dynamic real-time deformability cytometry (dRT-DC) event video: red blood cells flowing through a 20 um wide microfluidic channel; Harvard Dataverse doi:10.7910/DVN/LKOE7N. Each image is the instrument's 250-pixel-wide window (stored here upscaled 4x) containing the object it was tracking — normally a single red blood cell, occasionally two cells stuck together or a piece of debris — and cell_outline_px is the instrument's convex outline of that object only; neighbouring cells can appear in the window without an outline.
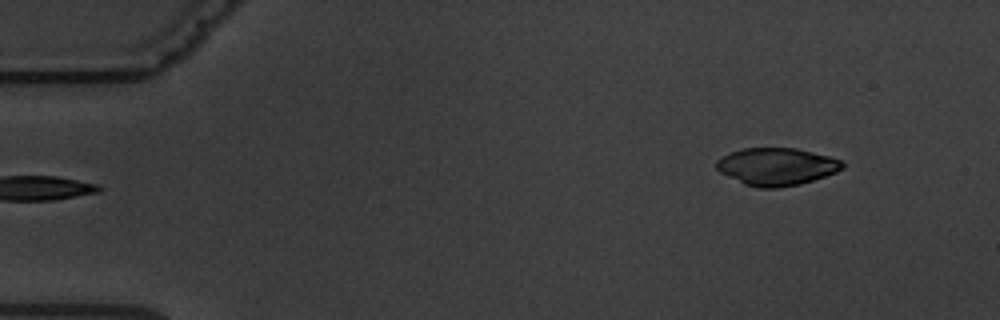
{"species": "common noctule bat (a hibernating species)", "species_latin": "Nyctalus noctula", "temperature_condition": "warm", "stored_images_in_passage": 2, "camera_frame_rate_fps": 3000, "um_per_image_px": 0.085, "animal": {"sex": "male", "body_mass_g": 19.5, "forearm_length_mm": 54.6}, "frame": {"image": 1, "passage_image": 2, "time_ms": 1.0, "image_size_px": [1000, 320], "cell_outline_px": [[844, 168], [836, 172], [800, 184], [776, 188], [760, 188], [744, 184], [720, 172], [716, 168], [716, 160], [732, 152], [744, 148], [796, 148], [828, 156], [840, 160], [844, 164]], "centroid_in_image_um": [66.01, 14.16], "position_along_channel_um": 19.0, "area_um2": 27.22}}